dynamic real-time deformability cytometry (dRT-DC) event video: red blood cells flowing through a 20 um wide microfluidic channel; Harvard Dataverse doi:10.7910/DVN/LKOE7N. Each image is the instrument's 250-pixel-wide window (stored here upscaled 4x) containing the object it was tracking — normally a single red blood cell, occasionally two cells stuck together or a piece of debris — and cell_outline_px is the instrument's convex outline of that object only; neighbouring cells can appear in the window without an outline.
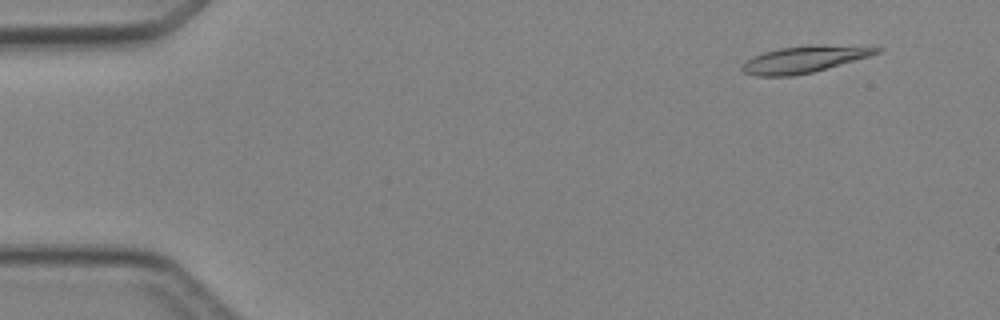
{"species": "Egyptian fruit bat (a non-hibernating species)", "species_latin": "Rousettus aegyptiacus", "temperature_condition": "cold", "stored_images_in_passage": 4, "camera_frame_rate_fps": 3000, "um_per_image_px": 0.085, "animal": {"sex": "female"}, "frame": {"image": 1, "passage_image": 2, "time_ms": 1.0, "image_size_px": [1000, 320], "cell_outline_px": [[884, 48], [880, 52], [868, 56], [812, 72], [792, 76], [756, 76], [744, 72], [740, 68], [752, 56], [764, 52], [780, 48], [812, 44], [824, 44]], "centroid_in_image_um": [68.33, 5.03], "position_along_channel_um": 16.7, "area_um2": 20.69}}